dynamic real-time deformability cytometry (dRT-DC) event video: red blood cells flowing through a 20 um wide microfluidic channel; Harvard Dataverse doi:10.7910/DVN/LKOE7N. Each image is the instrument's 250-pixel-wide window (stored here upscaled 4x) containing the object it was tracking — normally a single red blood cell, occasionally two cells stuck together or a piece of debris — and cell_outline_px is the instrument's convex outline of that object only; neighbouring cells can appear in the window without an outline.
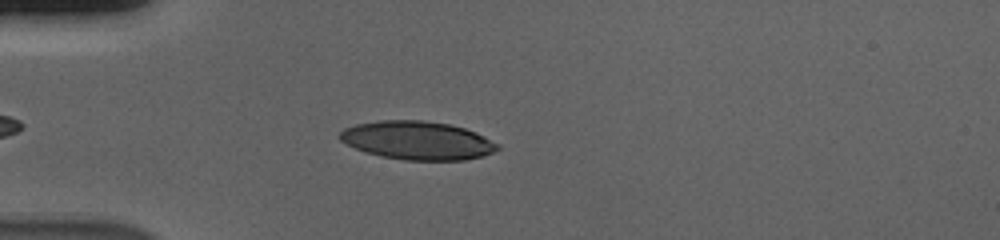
{"species": "human", "species_latin": "Homo sapiens", "temperature_condition": "cold", "stored_images_in_passage": 42, "camera_frame_rate_fps": 3000, "um_per_image_px": 0.085, "donor": {"sex": "male"}, "frame": {"image": 1, "passage_image": 6, "time_ms": 1.667, "image_size_px": [1000, 240], "cell_outline_px": [[500, 148], [492, 152], [480, 156], [464, 160], [404, 160], [380, 156], [364, 152], [340, 140], [336, 136], [344, 128], [356, 124], [380, 120], [424, 120], [448, 124], [464, 128], [476, 132], [500, 144]], "centroid_in_image_um": [35.46, 11.93], "position_along_channel_um": 49.5, "area_um2": 35.37}}
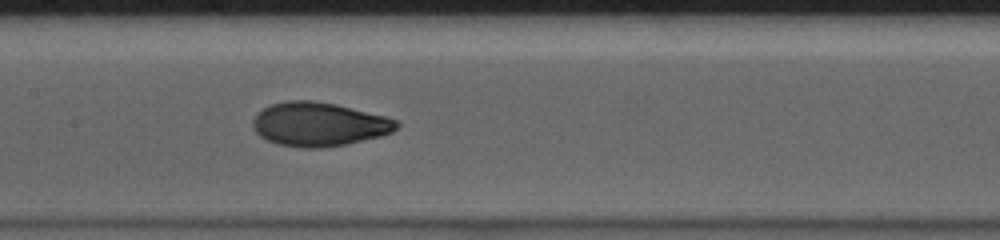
{"frame": {"image": 2, "passage_image": 18, "time_ms": 5.667, "image_size_px": [1000, 240], "cell_outline_px": [[400, 124], [392, 132], [380, 136], [344, 144], [320, 148], [300, 148], [276, 144], [260, 136], [252, 128], [252, 120], [256, 112], [272, 104], [288, 100], [312, 100], [336, 104], [388, 116], [396, 120]], "centroid_in_image_um": [27.09, 10.55], "position_along_channel_um": 180.3, "area_um2": 36.93}}
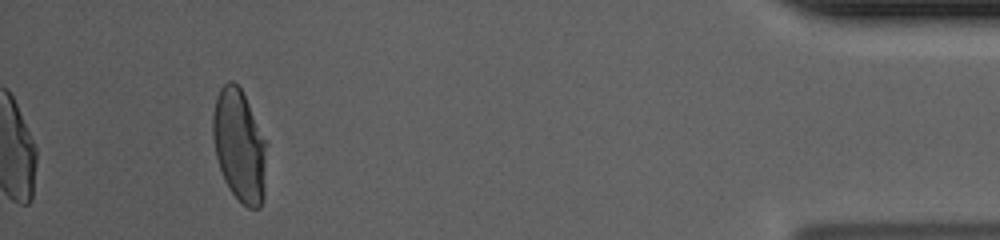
{"frame": {"image": 3, "passage_image": 42, "time_ms": 13.667, "image_size_px": [1000, 240], "cell_outline_px": [[264, 196], [260, 208], [248, 208], [228, 188], [224, 180], [216, 156], [212, 136], [212, 116], [216, 96], [220, 88], [228, 80], [232, 80], [240, 88], [248, 104], [264, 140]], "centroid_in_image_um": [20.29, 12.37], "position_along_channel_um": 414.9, "area_um2": 34.33}, "authors_computed_cell_mechanics": {"area_um2": 35.6626, "velocity_mm_per_s": 3.6999, "shape_relaxation_time_tau1_ms": 4.9998, "shape_relaxation_time_tau2_ms": 0.894, "deformation_change_tau1": 0.2127, "deformation_change_tau2": 0.048}}